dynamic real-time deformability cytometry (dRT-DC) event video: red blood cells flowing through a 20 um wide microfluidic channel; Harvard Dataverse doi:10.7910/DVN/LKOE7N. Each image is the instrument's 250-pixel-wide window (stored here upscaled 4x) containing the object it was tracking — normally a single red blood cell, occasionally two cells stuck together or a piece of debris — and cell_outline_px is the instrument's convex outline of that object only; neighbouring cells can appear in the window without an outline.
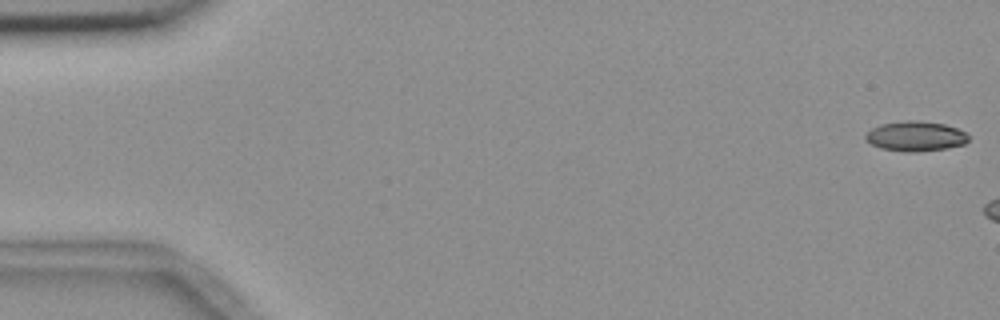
{"species": "common noctule bat (a hibernating species)", "species_latin": "Nyctalus noctula", "temperature_condition": "room temperature", "stored_images_in_passage": 11, "camera_frame_rate_fps": 3000, "um_per_image_px": 0.085, "animal": {"sex": "female", "body_mass_g": 18.4}, "frame": {"image": 1, "passage_image": 1, "time_ms": 0.0, "image_size_px": [1000, 320], "cell_outline_px": [[968, 140], [964, 144], [948, 148], [916, 152], [904, 152], [880, 148], [872, 144], [864, 136], [872, 128], [880, 124], [908, 120], [916, 120], [944, 124], [956, 128], [964, 132], [968, 136]], "centroid_in_image_um": [77.82, 11.58], "position_along_channel_um": 7.2, "area_um2": 17.86}}